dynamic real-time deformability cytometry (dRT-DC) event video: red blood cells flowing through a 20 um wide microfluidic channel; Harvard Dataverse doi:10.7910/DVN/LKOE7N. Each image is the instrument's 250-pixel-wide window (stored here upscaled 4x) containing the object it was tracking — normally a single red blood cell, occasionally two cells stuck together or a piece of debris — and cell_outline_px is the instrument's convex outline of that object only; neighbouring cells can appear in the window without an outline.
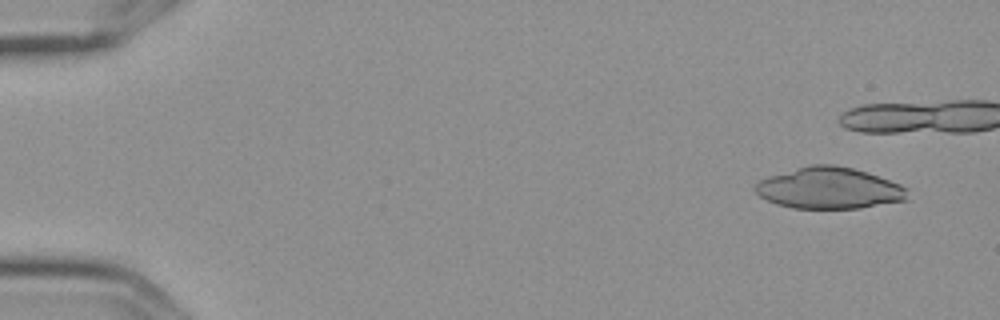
{"species": "Egyptian fruit bat (a non-hibernating species)", "species_latin": "Rousettus aegyptiacus", "temperature_condition": "cold", "stored_images_in_passage": 8, "segment_of_instrument_passage": [1, 2], "camera_frame_rate_fps": 3000, "um_per_image_px": 0.085, "frame": {"image": 1, "passage_image": 2, "time_ms": 0.333, "image_size_px": [1000, 320], "cell_outline_px": [[908, 200], [860, 208], [792, 208], [776, 204], [760, 196], [752, 188], [760, 180], [772, 176], [812, 164], [832, 164], [852, 168], [900, 184], [908, 188]], "centroid_in_image_um": [70.51, 16.01], "position_along_channel_um": 14.5, "area_um2": 36.3}}